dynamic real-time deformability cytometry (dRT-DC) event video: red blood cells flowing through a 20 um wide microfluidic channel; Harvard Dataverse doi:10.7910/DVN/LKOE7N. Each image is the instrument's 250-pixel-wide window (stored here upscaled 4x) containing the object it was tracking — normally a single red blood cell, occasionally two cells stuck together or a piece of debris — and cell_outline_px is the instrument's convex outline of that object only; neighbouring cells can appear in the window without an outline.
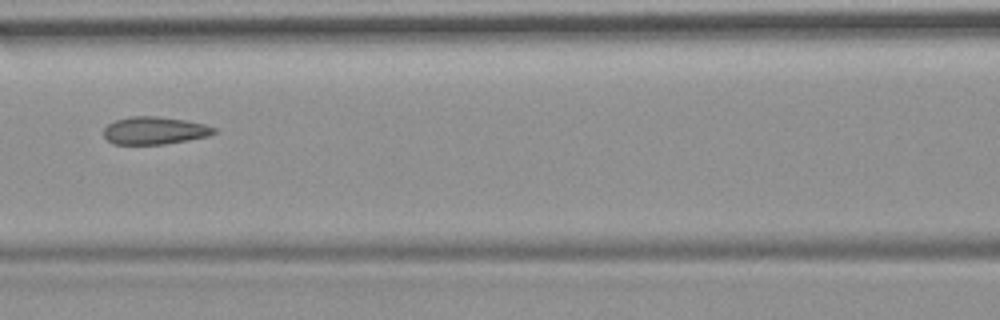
{"species": "common noctule bat (a hibernating species)", "species_latin": "Nyctalus noctula", "temperature_condition": "room temperature", "stored_images_in_passage": 7, "camera_frame_rate_fps": 3000, "um_per_image_px": 0.085, "animal": {"sex": "female", "body_mass_g": 19.9}, "frame": {"image": 1, "passage_image": 7, "time_ms": 7.0, "image_size_px": [1000, 320], "cell_outline_px": [[216, 132], [208, 136], [188, 140], [164, 144], [112, 144], [104, 136], [104, 128], [108, 124], [116, 120], [132, 116], [156, 116], [188, 120], [204, 124], [216, 128]], "centroid_in_image_um": [13.15, 11.09], "position_along_channel_um": 153.5, "area_um2": 17.74}}